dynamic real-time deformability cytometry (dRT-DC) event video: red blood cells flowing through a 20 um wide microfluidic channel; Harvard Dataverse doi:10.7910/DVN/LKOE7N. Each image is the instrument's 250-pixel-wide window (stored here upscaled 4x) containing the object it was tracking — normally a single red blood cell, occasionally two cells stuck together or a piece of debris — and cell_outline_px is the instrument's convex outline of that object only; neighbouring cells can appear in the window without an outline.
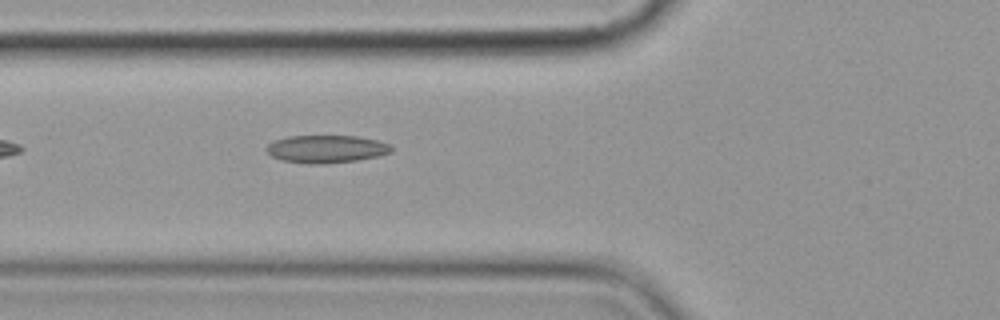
{"species": "common noctule bat (a hibernating species)", "species_latin": "Nyctalus noctula", "temperature_condition": "cold", "stored_images_in_passage": 5, "camera_frame_rate_fps": 3000, "um_per_image_px": 0.085, "animal": {"sex": "female", "body_mass_g": 19.9}, "frame": {"image": 1, "passage_image": 5, "time_ms": 4.667, "image_size_px": [1000, 320], "cell_outline_px": [[392, 152], [380, 156], [356, 160], [320, 164], [308, 164], [284, 160], [272, 156], [264, 148], [268, 144], [276, 140], [288, 136], [356, 136], [380, 140], [392, 144]], "centroid_in_image_um": [27.79, 12.66], "position_along_channel_um": 98.0, "area_um2": 20.23}}